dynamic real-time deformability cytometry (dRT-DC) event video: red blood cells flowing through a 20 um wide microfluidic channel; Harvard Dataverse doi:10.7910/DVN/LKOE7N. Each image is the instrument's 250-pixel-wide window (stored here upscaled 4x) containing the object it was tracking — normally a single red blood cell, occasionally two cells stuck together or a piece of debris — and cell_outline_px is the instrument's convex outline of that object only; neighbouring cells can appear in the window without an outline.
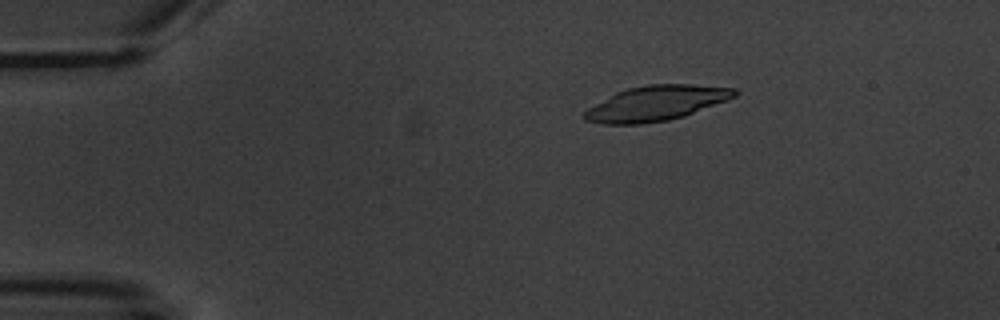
{"species": "common noctule bat (a hibernating species)", "species_latin": "Nyctalus noctula", "temperature_condition": "warm", "stored_images_in_passage": 5, "camera_frame_rate_fps": 3000, "um_per_image_px": 0.085, "animal": {"sex": "male", "body_mass_g": 20.1, "forearm_length_mm": 53.5}, "frame": {"image": 1, "passage_image": 2, "time_ms": 1.333, "image_size_px": [1000, 320], "cell_outline_px": [[740, 92], [736, 96], [728, 100], [684, 116], [668, 120], [640, 124], [604, 124], [584, 120], [584, 112], [588, 108], [616, 92], [628, 88], [648, 84], [688, 84], [736, 88]], "centroid_in_image_um": [55.8, 8.77], "position_along_channel_um": 29.2, "area_um2": 30.58}}